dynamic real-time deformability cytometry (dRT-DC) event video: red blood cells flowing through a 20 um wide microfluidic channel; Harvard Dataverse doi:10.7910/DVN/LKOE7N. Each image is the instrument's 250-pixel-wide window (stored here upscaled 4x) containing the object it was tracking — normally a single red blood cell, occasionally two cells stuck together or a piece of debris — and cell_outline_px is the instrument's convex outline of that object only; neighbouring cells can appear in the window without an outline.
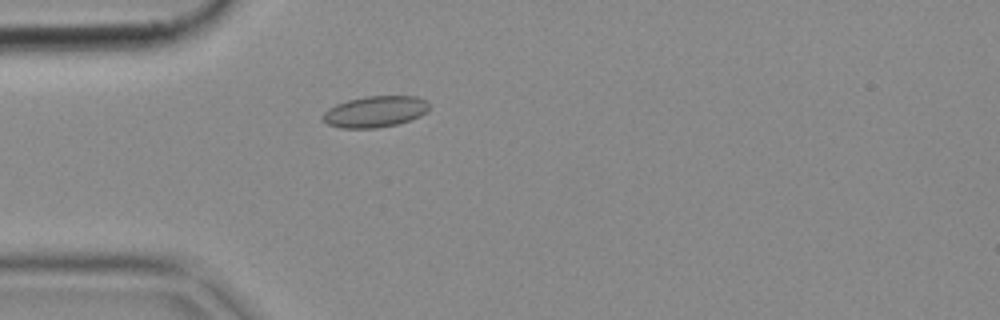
{"species": "common noctule bat (a hibernating species)", "species_latin": "Nyctalus noctula", "temperature_condition": "cold", "stored_images_in_passage": 51, "camera_frame_rate_fps": 3000, "um_per_image_px": 0.085, "animal": {"sex": "female", "body_mass_g": 18.4}, "frame": {"image": 1, "passage_image": 14, "time_ms": 4.333, "image_size_px": [1000, 320], "cell_outline_px": [[428, 112], [420, 116], [396, 124], [376, 128], [340, 128], [328, 124], [320, 116], [328, 108], [336, 104], [348, 100], [364, 96], [416, 96], [424, 100], [428, 104]], "centroid_in_image_um": [31.85, 9.48], "position_along_channel_um": 53.1, "area_um2": 19.31}}
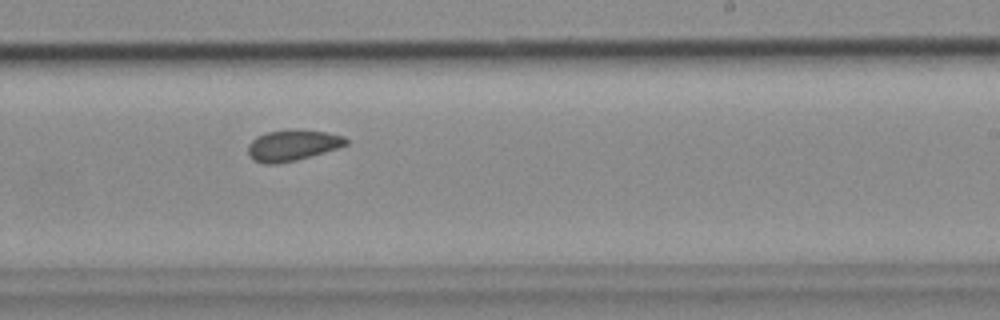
{"frame": {"image": 2, "passage_image": 31, "time_ms": 10.0, "image_size_px": [1000, 320], "cell_outline_px": [[348, 144], [324, 152], [296, 160], [276, 164], [264, 164], [248, 156], [248, 144], [256, 136], [268, 132], [324, 132], [344, 136], [348, 140]], "centroid_in_image_um": [24.83, 12.4], "position_along_channel_um": 264.2, "area_um2": 16.88}}
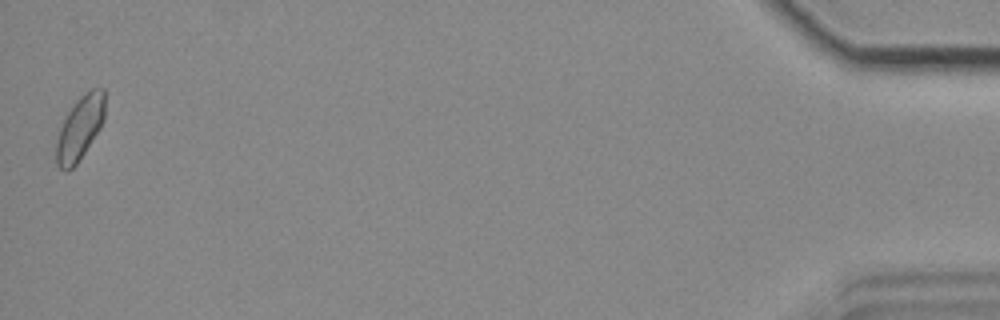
{"frame": {"image": 3, "passage_image": 51, "time_ms": 16.667, "image_size_px": [1000, 320], "cell_outline_px": [[104, 120], [100, 128], [76, 164], [68, 172], [64, 172], [56, 164], [56, 140], [64, 116], [76, 100], [84, 92], [92, 88], [104, 88]], "centroid_in_image_um": [6.77, 10.87], "position_along_channel_um": 428.4, "area_um2": 18.15}}